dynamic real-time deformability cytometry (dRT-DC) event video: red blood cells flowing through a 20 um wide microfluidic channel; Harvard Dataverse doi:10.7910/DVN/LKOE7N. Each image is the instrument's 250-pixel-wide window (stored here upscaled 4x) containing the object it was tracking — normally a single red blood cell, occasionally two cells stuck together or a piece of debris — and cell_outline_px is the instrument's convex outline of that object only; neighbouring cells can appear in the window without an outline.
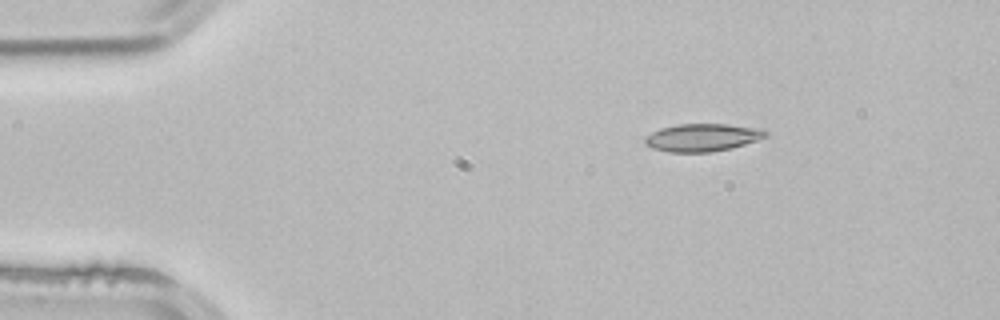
{"species": "common noctule bat (a hibernating species)", "species_latin": "Nyctalus noctula", "temperature_condition": "room temperature", "stored_images_in_passage": 45, "camera_frame_rate_fps": 3000, "um_per_image_px": 0.085, "animal": {"sex": "male", "body_mass_g": 21.5, "forearm_length_mm": 52.0}, "frame": {"image": 1, "passage_image": 1, "time_ms": 0.0, "image_size_px": [1000, 320], "cell_outline_px": [[752, 136], [748, 140], [740, 144], [724, 148], [700, 152], [680, 152], [660, 148], [648, 144], [648, 140], [656, 132], [668, 128], [688, 124], [716, 124], [740, 128], [752, 132]], "centroid_in_image_um": [59.42, 11.71], "position_along_channel_um": 25.6, "area_um2": 15.84}}
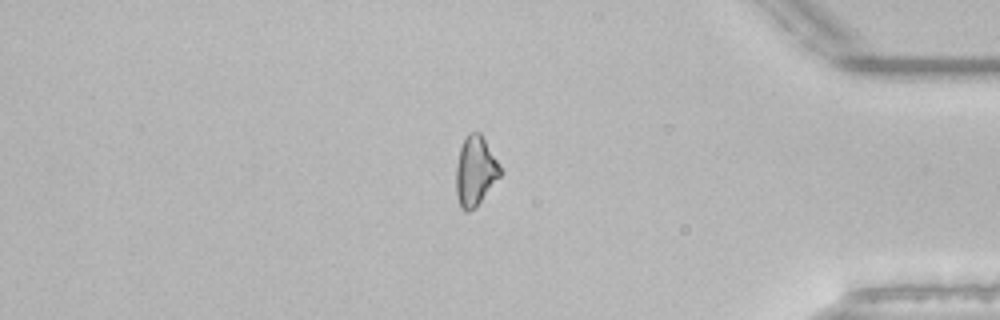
{"frame": {"image": 2, "passage_image": 37, "time_ms": 12.0, "image_size_px": [1000, 320], "cell_outline_px": [[500, 172], [476, 204], [472, 208], [464, 208], [460, 204], [456, 184], [456, 176], [460, 152], [464, 140], [468, 136], [480, 136], [500, 168]], "centroid_in_image_um": [40.36, 14.56], "position_along_channel_um": 394.8, "area_um2": 15.43}}
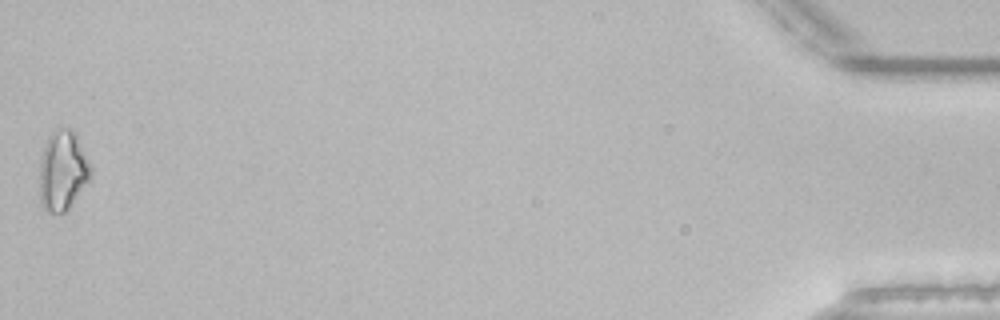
{"frame": {"image": 3, "passage_image": 45, "time_ms": 14.667, "image_size_px": [1000, 320], "cell_outline_px": [[88, 172], [84, 180], [68, 204], [64, 208], [48, 204], [44, 192], [48, 152], [52, 144], [68, 132], [72, 136]], "centroid_in_image_um": [5.42, 14.6], "position_along_channel_um": 429.8, "area_um2": 15.9}, "authors_computed_cell_mechanics": {"area_um2": 15.4326, "velocity_mm_per_s": 3.9003, "shape_relaxation_time_tau1_ms": null, "shape_relaxation_time_tau2_ms": 10.7898, "deformation_change_tau1": null, "deformation_change_tau2": 0.2336}}